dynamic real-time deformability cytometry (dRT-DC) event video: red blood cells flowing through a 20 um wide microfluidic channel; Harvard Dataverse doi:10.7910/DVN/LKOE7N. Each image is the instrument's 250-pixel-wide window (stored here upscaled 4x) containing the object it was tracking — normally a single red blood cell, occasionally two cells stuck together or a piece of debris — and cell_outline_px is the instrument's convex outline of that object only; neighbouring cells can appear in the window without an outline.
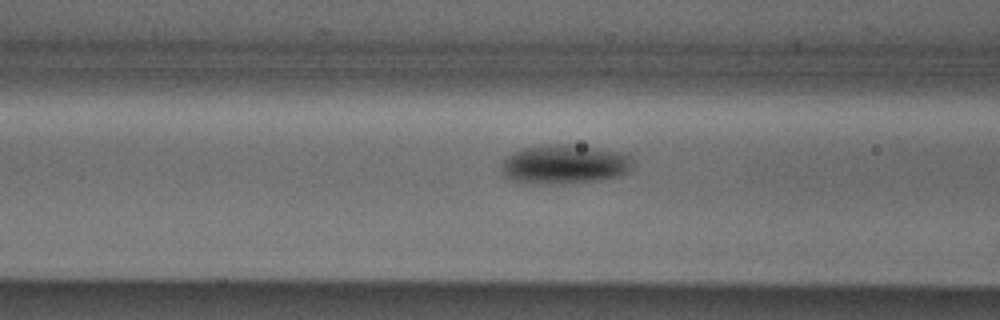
{"species": "Egyptian fruit bat (a non-hibernating species)", "species_latin": "Rousettus aegyptiacus", "temperature_condition": "cold", "stored_images_in_passage": 19, "camera_frame_rate_fps": 3000, "um_per_image_px": 0.085, "animal": {"sex": "male"}, "frame": {"image": 1, "passage_image": 17, "time_ms": 5.333, "image_size_px": [1000, 320], "cell_outline_px": [[632, 160], [628, 172], [616, 176], [596, 180], [564, 184], [524, 184], [504, 176], [500, 172], [500, 164], [512, 152], [520, 148], [552, 144], [568, 144], [596, 148], [620, 152], [632, 156]], "centroid_in_image_um": [47.9, 13.97], "position_along_channel_um": 118.7, "area_um2": 30.23}}